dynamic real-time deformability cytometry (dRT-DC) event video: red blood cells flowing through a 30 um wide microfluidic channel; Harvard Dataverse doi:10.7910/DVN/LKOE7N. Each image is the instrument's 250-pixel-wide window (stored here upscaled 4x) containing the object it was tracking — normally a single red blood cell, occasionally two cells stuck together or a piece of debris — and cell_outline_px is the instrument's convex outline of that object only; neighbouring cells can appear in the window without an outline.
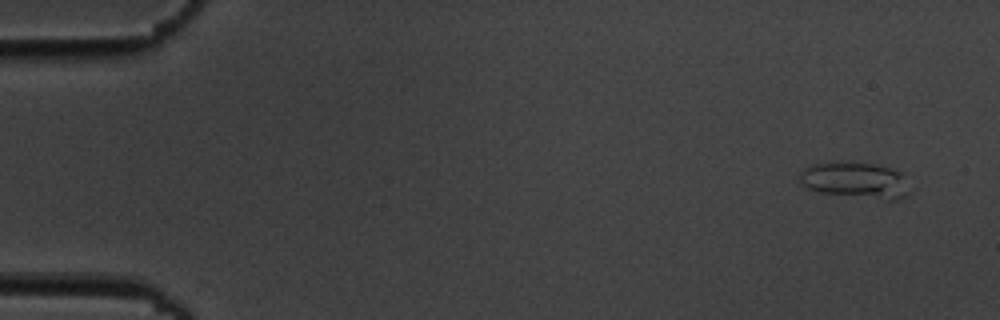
{"species": "common noctule bat (a hibernating species)", "species_latin": "Nyctalus noctula", "temperature_condition": "cold", "stored_images_in_passage": 5, "camera_frame_rate_fps": 3000, "um_per_image_px": 0.085, "animal": {"sex": "male", "body_mass_g": 19.5, "forearm_length_mm": 54.6}, "frame": {"image": 1, "passage_image": 1, "time_ms": 0.0, "image_size_px": [1000, 320], "cell_outline_px": [[908, 196], [896, 200], [888, 200], [820, 192], [808, 188], [800, 184], [800, 172], [804, 168], [812, 164], [876, 164], [900, 172], [908, 192]], "centroid_in_image_um": [72.68, 15.36], "position_along_channel_um": 12.3, "area_um2": 22.25}}
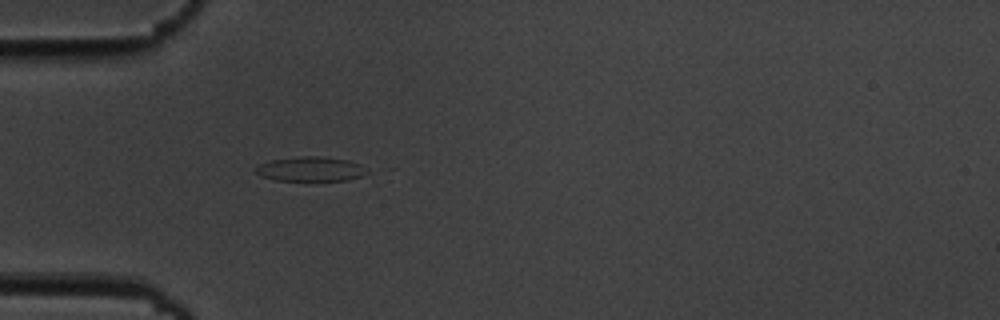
{"frame": {"image": 2, "passage_image": 5, "time_ms": 4.667, "image_size_px": [1000, 320], "cell_outline_px": [[368, 172], [360, 176], [348, 180], [272, 180], [260, 176], [256, 172], [256, 168], [260, 164], [272, 160], [300, 156], [316, 156], [348, 160], [360, 164], [368, 168]], "centroid_in_image_um": [26.41, 14.37], "position_along_channel_um": 58.6, "area_um2": 15.78}}